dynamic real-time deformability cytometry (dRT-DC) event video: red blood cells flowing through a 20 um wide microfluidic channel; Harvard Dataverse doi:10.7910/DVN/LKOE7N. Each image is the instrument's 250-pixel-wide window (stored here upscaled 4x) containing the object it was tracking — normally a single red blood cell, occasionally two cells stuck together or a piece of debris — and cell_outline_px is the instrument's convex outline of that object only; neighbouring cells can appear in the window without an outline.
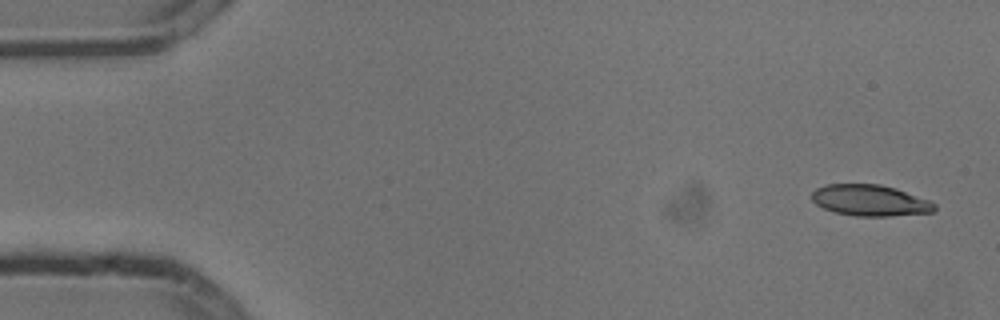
{"species": "common noctule bat (a hibernating species)", "species_latin": "Nyctalus noctula", "temperature_condition": "cold", "stored_images_in_passage": 4, "camera_frame_rate_fps": 3000, "um_per_image_px": 0.085, "animal": {"sex": "male", "body_mass_g": 13.3}, "frame": {"image": 1, "passage_image": 1, "time_ms": 0.0, "image_size_px": [1000, 320], "cell_outline_px": [[936, 208], [932, 212], [888, 216], [856, 216], [836, 212], [824, 208], [816, 204], [812, 200], [812, 192], [816, 188], [828, 184], [880, 184], [896, 188], [928, 200], [936, 204]], "centroid_in_image_um": [73.95, 17.03], "position_along_channel_um": 11.1, "area_um2": 22.14}}
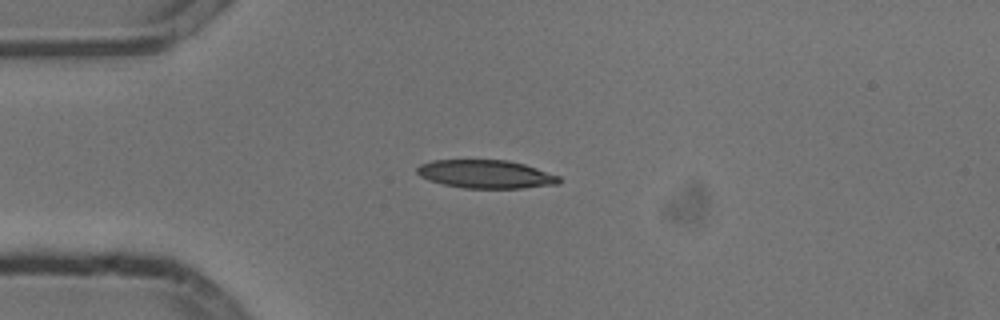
{"frame": {"image": 2, "passage_image": 4, "time_ms": 1.0, "image_size_px": [1000, 320], "cell_outline_px": [[560, 184], [520, 188], [464, 188], [444, 184], [428, 180], [420, 176], [416, 172], [416, 168], [420, 164], [432, 160], [508, 160], [524, 164], [560, 176]], "centroid_in_image_um": [41.28, 14.8], "position_along_channel_um": 43.7, "area_um2": 23.41}}